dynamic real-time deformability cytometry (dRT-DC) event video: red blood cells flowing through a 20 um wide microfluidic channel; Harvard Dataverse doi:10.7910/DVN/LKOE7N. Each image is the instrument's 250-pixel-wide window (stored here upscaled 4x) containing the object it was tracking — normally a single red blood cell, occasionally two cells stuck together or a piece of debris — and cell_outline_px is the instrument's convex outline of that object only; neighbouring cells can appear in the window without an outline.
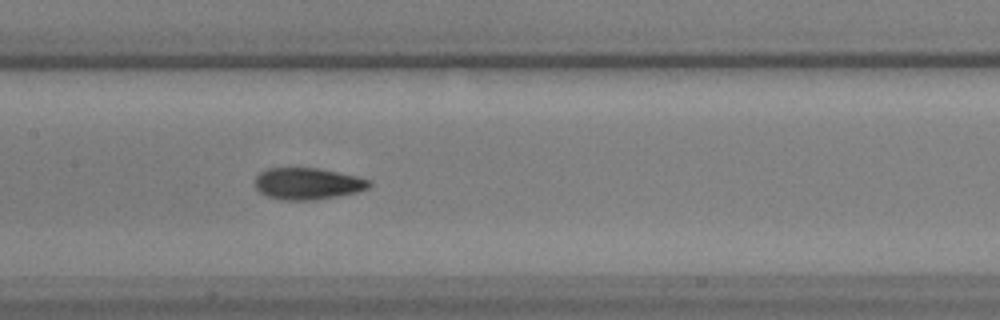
{"species": "common noctule bat (a hibernating species)", "species_latin": "Nyctalus noctula", "temperature_condition": "warm", "stored_images_in_passage": 47, "camera_frame_rate_fps": 3000, "um_per_image_px": 0.085, "animal": {"sex": "male", "body_mass_g": 17.9, "forearm_length_mm": 54.2}, "frame": {"image": 1, "passage_image": 17, "time_ms": 5.333, "image_size_px": [1000, 320], "cell_outline_px": [[372, 184], [368, 188], [356, 192], [316, 200], [280, 200], [268, 196], [260, 192], [252, 184], [256, 176], [260, 172], [268, 168], [320, 168], [356, 176], [372, 180]], "centroid_in_image_um": [26.13, 15.61], "position_along_channel_um": 181.3, "area_um2": 21.27}}
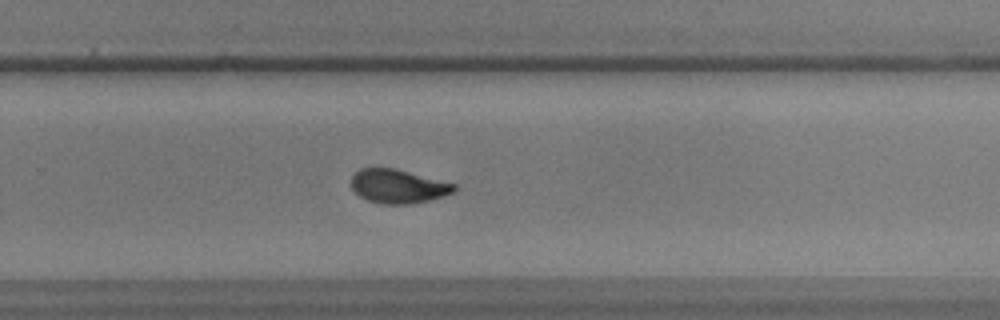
{"frame": {"image": 2, "passage_image": 27, "time_ms": 8.667, "image_size_px": [1000, 320], "cell_outline_px": [[456, 192], [444, 196], [412, 204], [384, 204], [368, 200], [360, 196], [352, 188], [352, 176], [360, 168], [396, 168], [456, 184]], "centroid_in_image_um": [33.87, 15.83], "position_along_channel_um": 295.9, "area_um2": 20.29}}
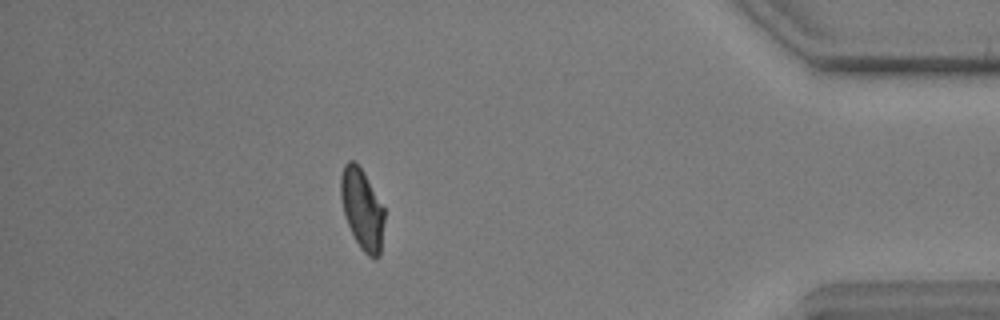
{"frame": {"image": 3, "passage_image": 40, "time_ms": 13.0, "image_size_px": [1000, 320], "cell_outline_px": [[384, 220], [380, 256], [376, 260], [368, 256], [360, 248], [344, 216], [340, 196], [340, 176], [344, 164], [348, 160], [352, 160], [364, 172], [384, 208]], "centroid_in_image_um": [30.77, 17.78], "position_along_channel_um": 404.4, "area_um2": 20.52}}